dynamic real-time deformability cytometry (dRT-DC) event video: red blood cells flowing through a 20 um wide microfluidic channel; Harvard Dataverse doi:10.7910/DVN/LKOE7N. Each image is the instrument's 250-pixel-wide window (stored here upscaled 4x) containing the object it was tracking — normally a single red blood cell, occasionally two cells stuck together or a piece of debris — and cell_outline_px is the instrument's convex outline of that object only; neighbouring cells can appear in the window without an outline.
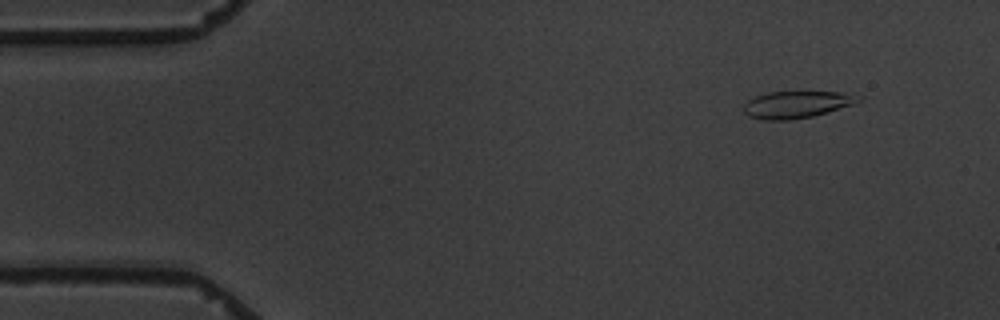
{"species": "common noctule bat (a hibernating species)", "species_latin": "Nyctalus noctula", "temperature_condition": "warm", "stored_images_in_passage": 5, "camera_frame_rate_fps": 3000, "um_per_image_px": 0.085, "animal": {"sex": "male", "body_mass_g": 19.5, "forearm_length_mm": 54.6}, "frame": {"image": 1, "passage_image": 2, "time_ms": 1.0, "image_size_px": [1000, 320], "cell_outline_px": [[864, 100], [852, 104], [812, 116], [788, 120], [764, 120], [748, 116], [744, 112], [744, 104], [748, 100], [756, 96], [768, 92], [840, 92], [864, 96]], "centroid_in_image_um": [67.72, 8.88], "position_along_channel_um": 17.3, "area_um2": 17.92}}